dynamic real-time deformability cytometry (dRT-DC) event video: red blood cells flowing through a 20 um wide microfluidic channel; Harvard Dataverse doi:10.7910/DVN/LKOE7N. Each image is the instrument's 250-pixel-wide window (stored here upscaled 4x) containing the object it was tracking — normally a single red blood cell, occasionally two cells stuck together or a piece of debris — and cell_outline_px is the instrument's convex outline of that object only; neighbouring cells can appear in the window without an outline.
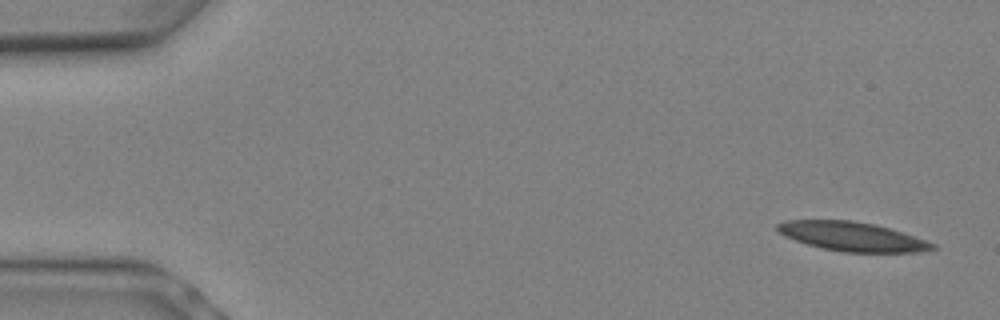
{"species": "Egyptian fruit bat (a non-hibernating species)", "species_latin": "Rousettus aegyptiacus", "temperature_condition": "warm", "stored_images_in_passage": 9, "camera_frame_rate_fps": 3000, "um_per_image_px": 0.085, "animal": {"sex": "female"}, "frame": {"image": 1, "passage_image": 1, "time_ms": 0.0, "image_size_px": [1000, 320], "cell_outline_px": [[936, 248], [916, 252], [844, 252], [824, 248], [808, 244], [784, 236], [776, 228], [776, 224], [784, 220], [852, 220], [872, 224], [888, 228], [936, 244]], "centroid_in_image_um": [72.39, 20.1], "position_along_channel_um": 12.6, "area_um2": 25.84}}
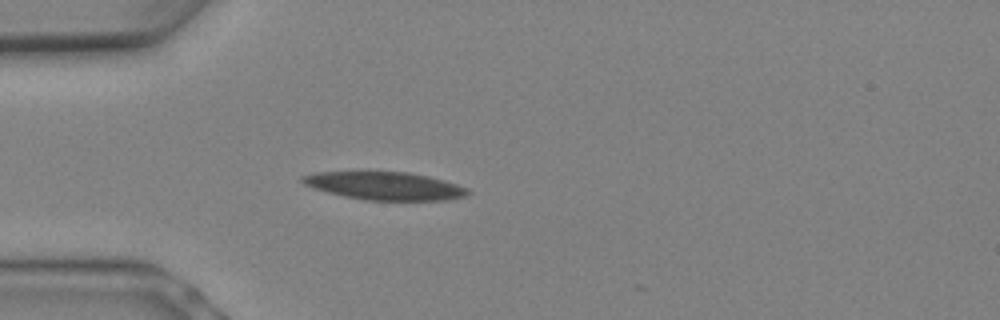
{"frame": {"image": 2, "passage_image": 6, "time_ms": 1.667, "image_size_px": [1000, 320], "cell_outline_px": [[472, 192], [468, 196], [448, 200], [364, 200], [344, 196], [312, 188], [304, 184], [300, 180], [300, 176], [316, 172], [408, 172], [428, 176], [444, 180], [468, 188]], "centroid_in_image_um": [32.73, 15.8], "position_along_channel_um": 52.3, "area_um2": 27.05}}
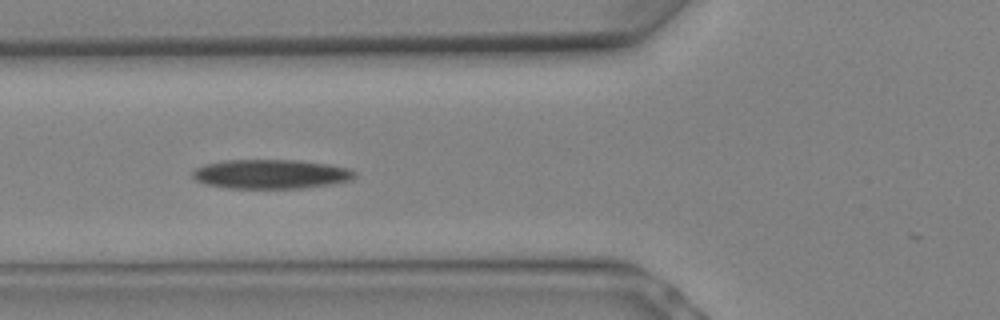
{"frame": {"image": 3, "passage_image": 8, "time_ms": 2.333, "image_size_px": [1000, 320], "cell_outline_px": [[356, 176], [352, 180], [332, 184], [300, 188], [228, 188], [208, 184], [196, 180], [192, 176], [192, 172], [196, 168], [204, 164], [224, 160], [296, 160], [328, 164], [348, 168], [356, 172]], "centroid_in_image_um": [23.04, 14.79], "position_along_channel_um": 102.8, "area_um2": 27.63}}